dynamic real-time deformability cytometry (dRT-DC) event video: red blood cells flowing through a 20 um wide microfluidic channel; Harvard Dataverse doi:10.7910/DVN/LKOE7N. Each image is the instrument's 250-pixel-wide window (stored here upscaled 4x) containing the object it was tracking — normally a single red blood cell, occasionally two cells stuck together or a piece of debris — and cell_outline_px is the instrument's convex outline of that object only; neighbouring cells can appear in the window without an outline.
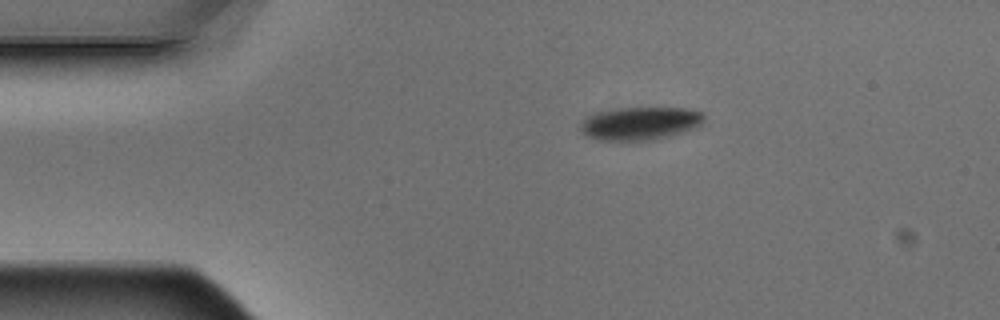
{"species": "Egyptian fruit bat (a non-hibernating species)", "species_latin": "Rousettus aegyptiacus", "temperature_condition": "warm", "stored_images_in_passage": 6, "camera_frame_rate_fps": 3000, "um_per_image_px": 0.085, "animal": {"sex": "male"}, "frame": {"image": 1, "passage_image": 1, "time_ms": 0.0, "image_size_px": [1000, 320], "cell_outline_px": [[704, 120], [696, 128], [668, 136], [652, 140], [600, 140], [588, 136], [580, 128], [580, 124], [588, 116], [596, 112], [616, 108], [684, 108], [704, 112]], "centroid_in_image_um": [54.43, 10.48], "position_along_channel_um": 30.6, "area_um2": 23.64}}
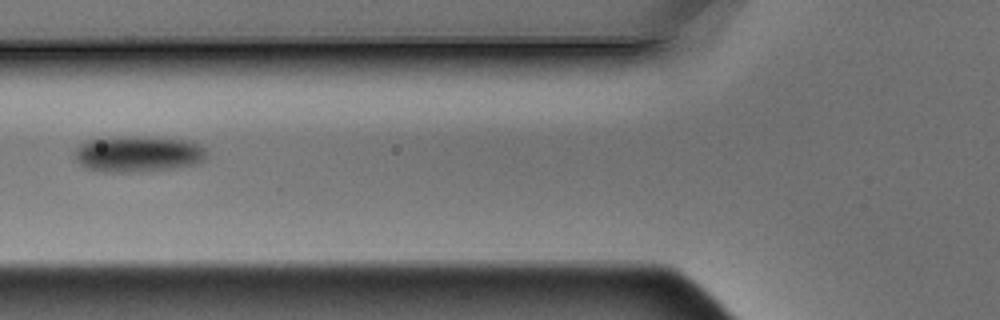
{"frame": {"image": 2, "passage_image": 4, "time_ms": 1.0, "image_size_px": [1000, 320], "cell_outline_px": [[204, 160], [196, 164], [172, 168], [132, 172], [104, 172], [88, 168], [80, 164], [76, 160], [76, 148], [84, 140], [124, 136], [136, 136], [188, 140], [200, 144], [204, 148]], "centroid_in_image_um": [11.71, 13.07], "position_along_channel_um": 114.1, "area_um2": 27.63}}
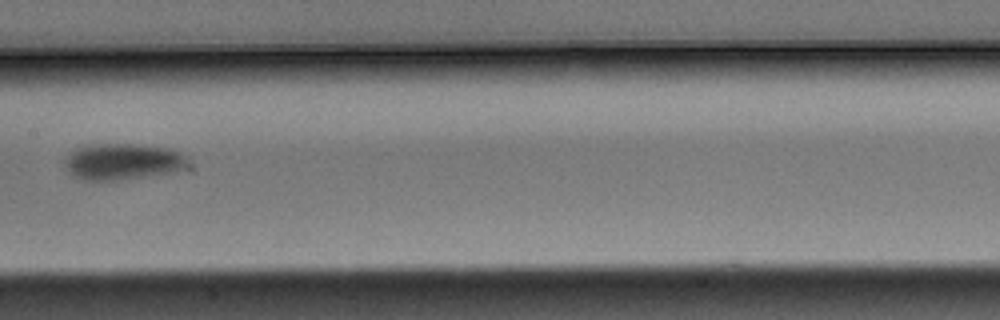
{"frame": {"image": 3, "passage_image": 6, "time_ms": 1.667, "image_size_px": [1000, 320], "cell_outline_px": [[188, 156], [184, 164], [180, 168], [172, 172], [116, 180], [84, 180], [72, 176], [64, 160], [76, 148], [88, 144], [136, 144], [168, 148], [180, 152]], "centroid_in_image_um": [10.39, 13.72], "position_along_channel_um": 197.0, "area_um2": 25.61}}